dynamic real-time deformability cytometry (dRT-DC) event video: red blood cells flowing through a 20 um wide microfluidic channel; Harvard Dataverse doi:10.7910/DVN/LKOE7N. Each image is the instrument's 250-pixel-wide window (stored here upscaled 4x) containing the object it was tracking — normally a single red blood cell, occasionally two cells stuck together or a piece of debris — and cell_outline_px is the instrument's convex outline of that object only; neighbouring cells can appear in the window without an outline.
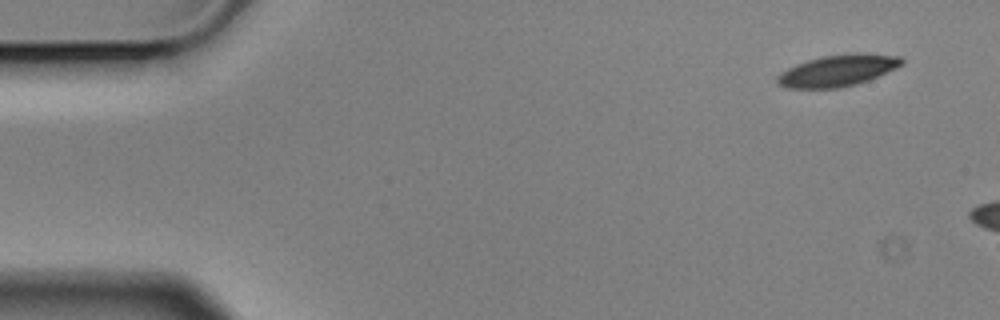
{"species": "Egyptian fruit bat (a non-hibernating species)", "species_latin": "Rousettus aegyptiacus", "temperature_condition": "cold", "stored_images_in_passage": 4, "segment_of_instrument_passage": [2, 2], "camera_frame_rate_fps": 3000, "um_per_image_px": 0.085, "animal": {"sex": "male"}, "frame": {"image": 1, "passage_image": 4, "time_ms": 1.0, "image_size_px": [1000, 320], "cell_outline_px": [[904, 64], [896, 68], [868, 80], [856, 84], [840, 88], [788, 88], [776, 84], [776, 76], [780, 72], [796, 64], [808, 60], [824, 56], [856, 52], [860, 52], [900, 56], [904, 60]], "centroid_in_image_um": [71.2, 5.99], "position_along_channel_um": 13.8, "area_um2": 23.0}}